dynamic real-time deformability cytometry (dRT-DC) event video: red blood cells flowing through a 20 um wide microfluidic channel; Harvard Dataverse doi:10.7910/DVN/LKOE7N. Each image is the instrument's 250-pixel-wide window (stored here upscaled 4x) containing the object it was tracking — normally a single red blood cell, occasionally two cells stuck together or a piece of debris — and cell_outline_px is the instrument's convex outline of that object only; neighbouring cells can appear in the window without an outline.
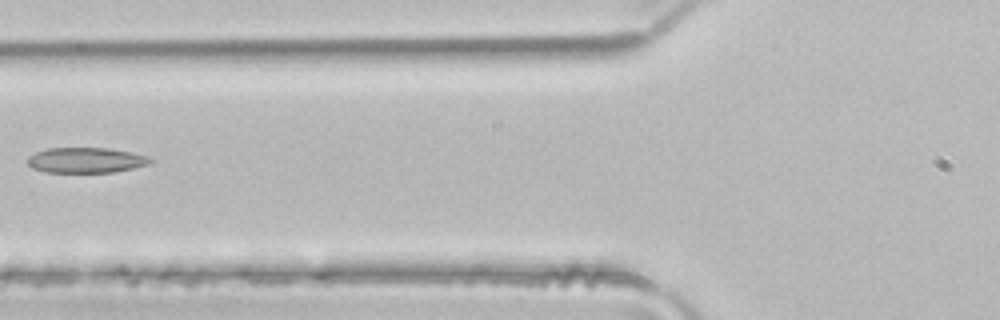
{"species": "common noctule bat (a hibernating species)", "species_latin": "Nyctalus noctula", "temperature_condition": "room temperature", "stored_images_in_passage": 4, "camera_frame_rate_fps": 3000, "um_per_image_px": 0.085, "animal": {"sex": "male", "body_mass_g": 21.5, "forearm_length_mm": 52.0}, "frame": {"image": 1, "passage_image": 4, "time_ms": 1.0, "image_size_px": [1000, 320], "cell_outline_px": [[152, 160], [148, 164], [132, 168], [112, 172], [44, 172], [32, 168], [28, 164], [28, 156], [36, 152], [48, 148], [108, 148], [132, 152], [148, 156]], "centroid_in_image_um": [7.28, 13.61], "position_along_channel_um": 118.5, "area_um2": 18.03}}